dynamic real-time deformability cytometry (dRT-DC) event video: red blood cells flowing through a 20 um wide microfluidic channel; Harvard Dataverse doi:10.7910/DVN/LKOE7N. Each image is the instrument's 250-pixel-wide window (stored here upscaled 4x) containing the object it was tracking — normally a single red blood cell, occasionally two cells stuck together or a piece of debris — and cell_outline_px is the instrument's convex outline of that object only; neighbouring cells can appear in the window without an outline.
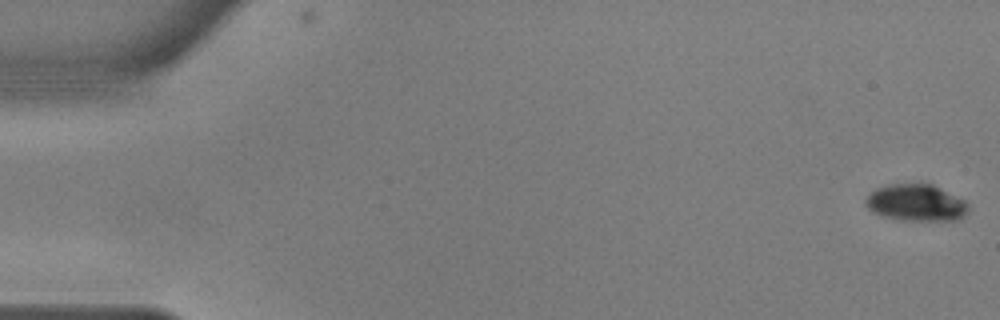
{"species": "common noctule bat (a hibernating species)", "species_latin": "Nyctalus noctula", "temperature_condition": "warm", "stored_images_in_passage": 56, "camera_frame_rate_fps": 3000, "um_per_image_px": 0.085, "animal": {"sex": "male", "body_mass_g": 17.9, "forearm_length_mm": 54.2}, "frame": {"image": 1, "passage_image": 1, "time_ms": 0.0, "image_size_px": [1000, 320], "cell_outline_px": [[972, 208], [960, 220], [900, 220], [884, 216], [872, 212], [864, 204], [864, 200], [876, 188], [888, 184], [932, 184], [964, 200]], "centroid_in_image_um": [77.89, 17.24], "position_along_channel_um": 7.1, "area_um2": 22.08}}
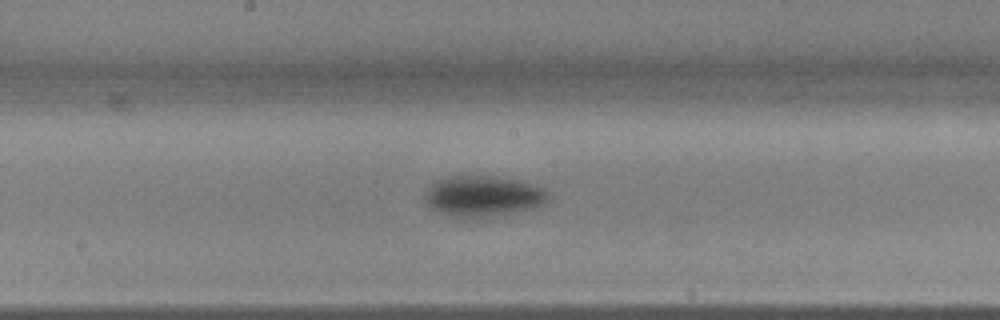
{"frame": {"image": 2, "passage_image": 30, "time_ms": 9.667, "image_size_px": [1000, 320], "cell_outline_px": [[548, 200], [544, 204], [532, 208], [512, 212], [460, 220], [436, 212], [428, 204], [424, 196], [424, 192], [436, 180], [444, 176], [496, 176], [524, 180], [544, 188], [548, 192]], "centroid_in_image_um": [41.03, 16.66], "position_along_channel_um": 207.2, "area_um2": 29.82}}
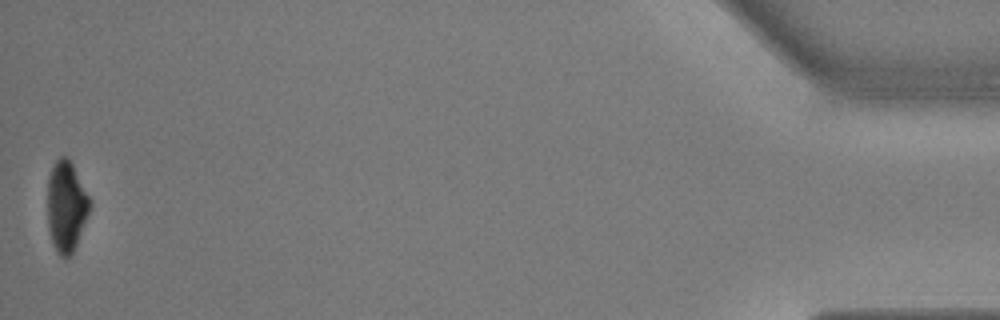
{"frame": {"image": 3, "passage_image": 56, "time_ms": 18.333, "image_size_px": [1000, 320], "cell_outline_px": [[92, 204], [76, 244], [72, 252], [64, 260], [60, 256], [52, 240], [48, 228], [48, 176], [56, 160], [60, 156], [64, 156], [72, 164], [92, 200]], "centroid_in_image_um": [5.64, 17.53], "position_along_channel_um": 429.6, "area_um2": 22.08}, "authors_computed_cell_mechanics": {"area_um2": 26.2412, "velocity_mm_per_s": 3.6134, "shape_relaxation_time_tau1_ms": 5.1503, "shape_relaxation_time_tau2_ms": 9.9669, "deformation_change_tau1": 0.1586, "deformation_change_tau2": 0.1056}}